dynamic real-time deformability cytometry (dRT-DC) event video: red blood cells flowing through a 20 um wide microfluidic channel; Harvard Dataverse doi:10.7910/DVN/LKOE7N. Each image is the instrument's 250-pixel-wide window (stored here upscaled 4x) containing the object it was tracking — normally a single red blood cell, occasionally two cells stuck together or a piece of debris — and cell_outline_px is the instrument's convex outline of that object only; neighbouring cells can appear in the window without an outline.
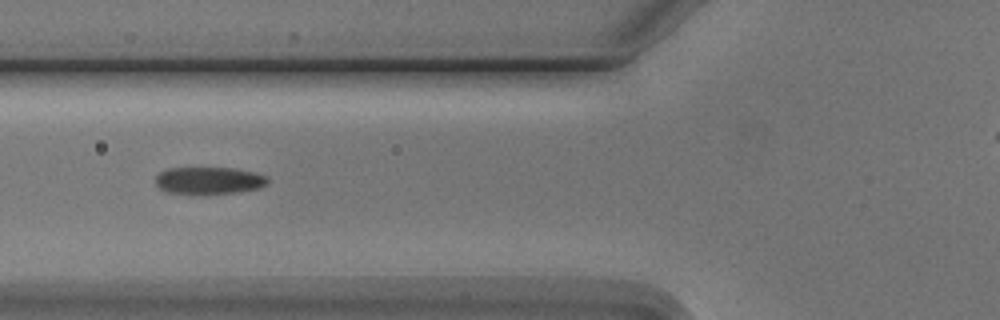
{"species": "Egyptian fruit bat (a non-hibernating species)", "species_latin": "Rousettus aegyptiacus", "temperature_condition": "cold", "stored_images_in_passage": 9, "camera_frame_rate_fps": 3000, "um_per_image_px": 0.085, "animal": {"sex": "male"}, "frame": {"image": 1, "passage_image": 4, "time_ms": 3.667, "image_size_px": [1000, 320], "cell_outline_px": [[268, 184], [260, 188], [236, 192], [208, 196], [204, 196], [168, 192], [160, 188], [156, 184], [156, 176], [160, 172], [168, 168], [236, 168], [256, 172], [268, 176]], "centroid_in_image_um": [17.8, 15.37], "position_along_channel_um": 108.0, "area_um2": 18.38}}
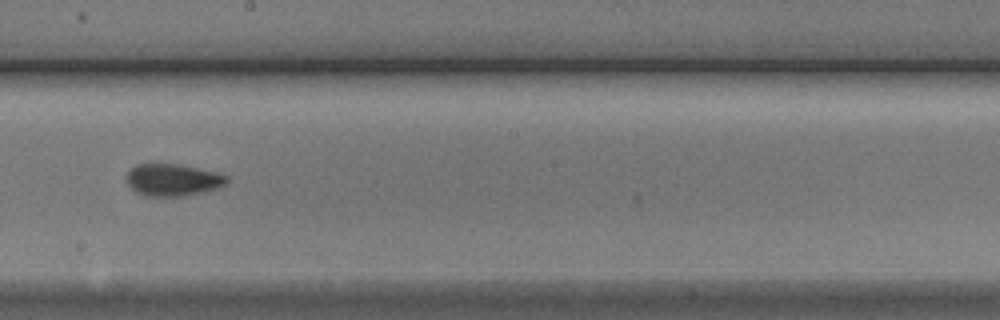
{"frame": {"image": 2, "passage_image": 7, "time_ms": 7.0, "image_size_px": [1000, 320], "cell_outline_px": [[228, 180], [220, 188], [204, 192], [184, 196], [144, 196], [136, 192], [128, 184], [128, 172], [136, 164], [176, 164], [196, 168], [228, 176]], "centroid_in_image_um": [14.69, 15.31], "position_along_channel_um": 233.5, "area_um2": 18.5}}
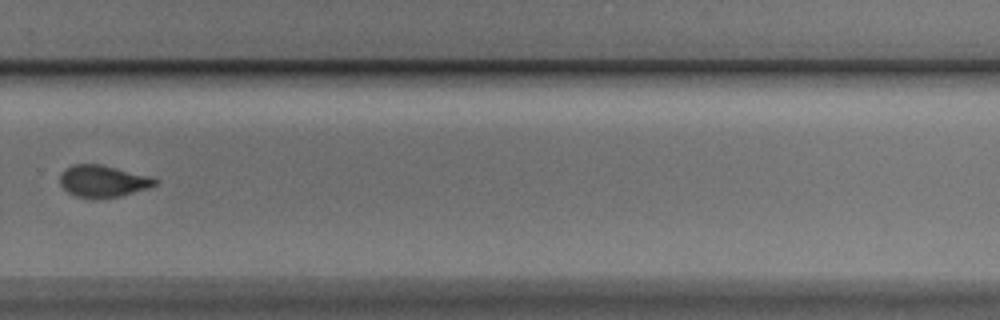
{"frame": {"image": 3, "passage_image": 9, "time_ms": 9.333, "image_size_px": [1000, 320], "cell_outline_px": [[156, 184], [120, 196], [76, 196], [68, 192], [60, 184], [60, 172], [64, 168], [72, 164], [100, 164], [148, 176], [156, 180]], "centroid_in_image_um": [8.66, 15.35], "position_along_channel_um": 321.1, "area_um2": 16.88}}